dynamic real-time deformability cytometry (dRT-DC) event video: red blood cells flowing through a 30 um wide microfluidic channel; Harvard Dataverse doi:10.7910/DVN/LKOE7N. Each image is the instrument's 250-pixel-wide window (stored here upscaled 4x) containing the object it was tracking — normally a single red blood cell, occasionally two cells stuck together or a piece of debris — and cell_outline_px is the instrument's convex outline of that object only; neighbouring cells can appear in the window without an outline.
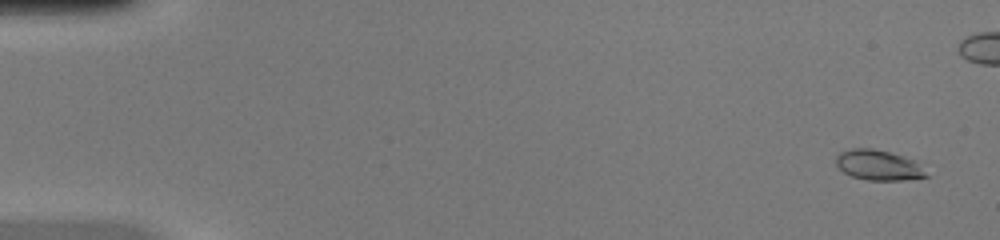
{"species": "common noctule bat (a hibernating species)", "species_latin": "Nyctalus noctula", "temperature_condition": "warm", "stored_images_in_passage": 51, "camera_frame_rate_fps": 3000, "um_per_image_px": 0.085, "animal": {"sex": "female", "body_mass_g": 20.0, "forearm_length_mm": 54.0}, "frame": {"image": 1, "passage_image": 3, "time_ms": 0.667, "image_size_px": [1000, 240], "cell_outline_px": [[928, 176], [900, 180], [868, 180], [852, 176], [844, 172], [836, 164], [836, 156], [840, 152], [852, 148], [872, 148], [904, 156], [916, 160]], "centroid_in_image_um": [74.65, 14.02], "position_along_channel_um": 10.4, "area_um2": 15.72}}
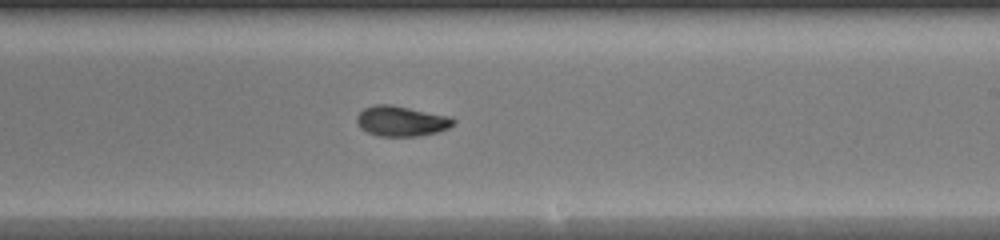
{"frame": {"image": 2, "passage_image": 31, "time_ms": 10.0, "image_size_px": [1000, 240], "cell_outline_px": [[456, 120], [448, 128], [436, 132], [416, 136], [376, 136], [360, 128], [356, 120], [356, 116], [364, 108], [372, 104], [392, 104], [448, 116]], "centroid_in_image_um": [34.06, 10.28], "position_along_channel_um": 254.9, "area_um2": 16.99}}
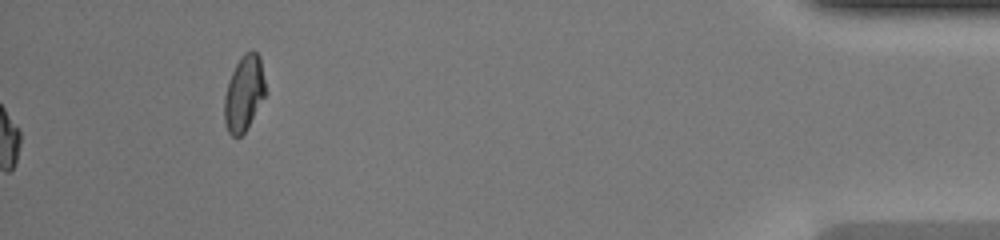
{"frame": {"image": 3, "passage_image": 51, "time_ms": 16.667, "image_size_px": [1000, 240], "cell_outline_px": [[264, 96], [244, 132], [240, 136], [232, 136], [228, 132], [224, 120], [224, 96], [232, 72], [236, 64], [244, 52], [252, 48], [260, 56], [264, 80]], "centroid_in_image_um": [20.71, 7.89], "position_along_channel_um": 414.5, "area_um2": 17.69}, "authors_computed_cell_mechanics": {"area_um2": 16.473, "velocity_mm_per_s": 4.2567, "shape_relaxation_time_tau1_ms": 5.1946, "shape_relaxation_time_tau2_ms": 2.1995, "deformation_change_tau1": 0.2056, "deformation_change_tau2": 0.054}}